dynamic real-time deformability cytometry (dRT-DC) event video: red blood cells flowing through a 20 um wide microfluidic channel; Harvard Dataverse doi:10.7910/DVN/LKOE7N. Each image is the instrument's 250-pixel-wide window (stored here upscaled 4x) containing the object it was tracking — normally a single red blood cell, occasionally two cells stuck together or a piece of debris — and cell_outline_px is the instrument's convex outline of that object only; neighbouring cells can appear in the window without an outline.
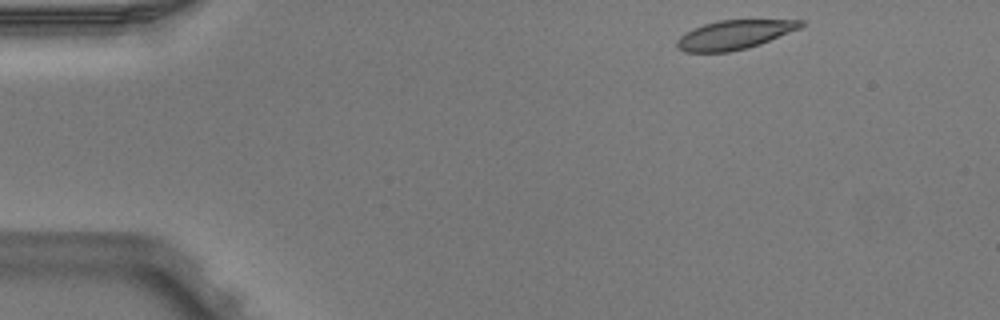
{"species": "Egyptian fruit bat (a non-hibernating species)", "species_latin": "Rousettus aegyptiacus", "temperature_condition": "warm", "stored_images_in_passage": 3, "camera_frame_rate_fps": 3000, "um_per_image_px": 0.085, "animal": {"sex": "male"}, "frame": {"image": 1, "passage_image": 1, "time_ms": 0.0, "image_size_px": [1000, 320], "cell_outline_px": [[804, 24], [800, 28], [760, 44], [748, 48], [728, 52], [684, 52], [676, 48], [676, 40], [684, 32], [704, 24], [720, 20], [804, 20]], "centroid_in_image_um": [62.37, 2.96], "position_along_channel_um": 22.6, "area_um2": 20.98}}